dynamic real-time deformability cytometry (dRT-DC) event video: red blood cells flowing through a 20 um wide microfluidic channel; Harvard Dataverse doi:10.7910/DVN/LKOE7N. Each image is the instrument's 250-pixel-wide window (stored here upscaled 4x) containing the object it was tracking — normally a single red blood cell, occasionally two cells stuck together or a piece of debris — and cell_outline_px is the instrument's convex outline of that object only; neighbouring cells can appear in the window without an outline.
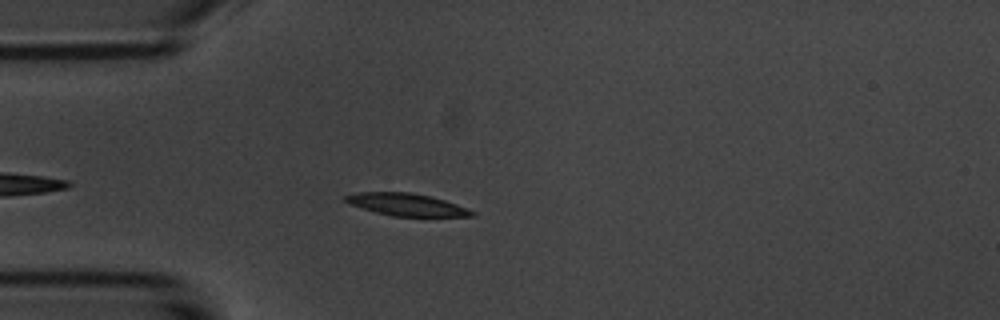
{"species": "common noctule bat (a hibernating species)", "species_latin": "Nyctalus noctula", "temperature_condition": "room temperature", "stored_images_in_passage": 6, "camera_frame_rate_fps": 3000, "um_per_image_px": 0.085, "animal": {"sex": "male", "body_mass_g": 20.1, "forearm_length_mm": 53.5}, "frame": {"image": 1, "passage_image": 5, "time_ms": 4.667, "image_size_px": [1000, 320], "cell_outline_px": [[476, 216], [392, 216], [376, 212], [348, 204], [344, 200], [344, 196], [356, 192], [412, 192], [444, 200], [468, 208], [476, 212]], "centroid_in_image_um": [34.54, 17.39], "position_along_channel_um": 50.5, "area_um2": 16.42}}